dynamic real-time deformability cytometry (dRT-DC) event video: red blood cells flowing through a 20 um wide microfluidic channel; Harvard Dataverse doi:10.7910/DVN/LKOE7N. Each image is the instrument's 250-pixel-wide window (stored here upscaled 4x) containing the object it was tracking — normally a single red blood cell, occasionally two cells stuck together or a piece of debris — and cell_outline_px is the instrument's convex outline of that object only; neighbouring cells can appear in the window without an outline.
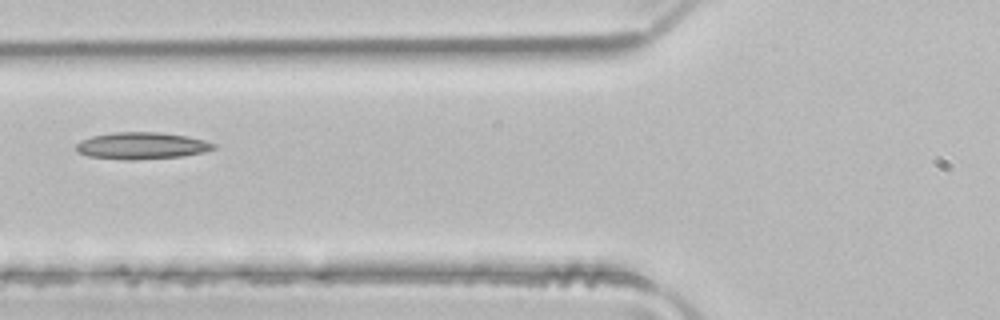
{"species": "common noctule bat (a hibernating species)", "species_latin": "Nyctalus noctula", "temperature_condition": "room temperature", "stored_images_in_passage": 5, "camera_frame_rate_fps": 3000, "um_per_image_px": 0.085, "animal": {"sex": "male", "body_mass_g": 21.5, "forearm_length_mm": 52.0}, "frame": {"image": 1, "passage_image": 5, "time_ms": 1.333, "image_size_px": [1000, 320], "cell_outline_px": [[216, 148], [204, 152], [184, 156], [136, 160], [124, 160], [88, 156], [80, 152], [76, 148], [76, 144], [80, 140], [92, 136], [112, 132], [160, 132], [188, 136], [204, 140], [216, 144]], "centroid_in_image_um": [12.07, 12.38], "position_along_channel_um": 113.7, "area_um2": 21.68}}